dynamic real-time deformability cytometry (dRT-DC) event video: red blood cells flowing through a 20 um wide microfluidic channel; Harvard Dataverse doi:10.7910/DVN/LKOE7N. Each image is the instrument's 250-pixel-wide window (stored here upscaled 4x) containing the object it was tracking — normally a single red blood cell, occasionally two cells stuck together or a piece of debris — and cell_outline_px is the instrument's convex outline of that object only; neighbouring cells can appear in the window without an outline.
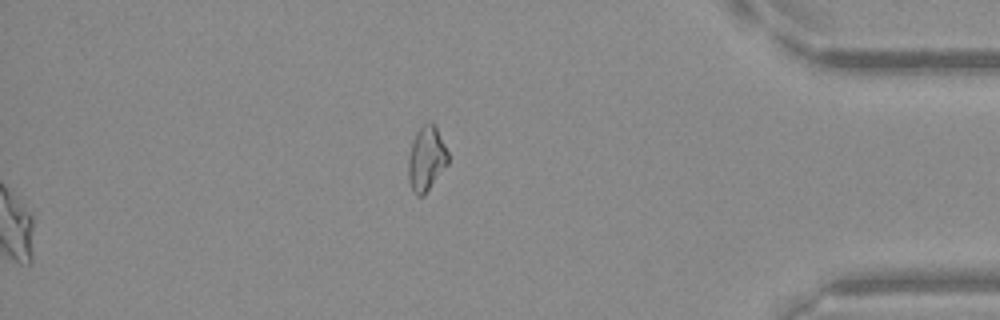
{"species": "Egyptian fruit bat (a non-hibernating species)", "species_latin": "Rousettus aegyptiacus", "temperature_condition": "warm", "stored_images_in_passage": 54, "segment_of_instrument_passage": [2, 2], "camera_frame_rate_fps": 3000, "um_per_image_px": 0.085, "frame": {"image": 1, "passage_image": 54, "time_ms": 17.667, "image_size_px": [1000, 320], "cell_outline_px": [[448, 164], [424, 196], [416, 196], [412, 192], [408, 180], [408, 156], [416, 132], [428, 120], [432, 120], [436, 124], [448, 152]], "centroid_in_image_um": [36.24, 13.48], "position_along_channel_um": 399.0, "area_um2": 15.32}}